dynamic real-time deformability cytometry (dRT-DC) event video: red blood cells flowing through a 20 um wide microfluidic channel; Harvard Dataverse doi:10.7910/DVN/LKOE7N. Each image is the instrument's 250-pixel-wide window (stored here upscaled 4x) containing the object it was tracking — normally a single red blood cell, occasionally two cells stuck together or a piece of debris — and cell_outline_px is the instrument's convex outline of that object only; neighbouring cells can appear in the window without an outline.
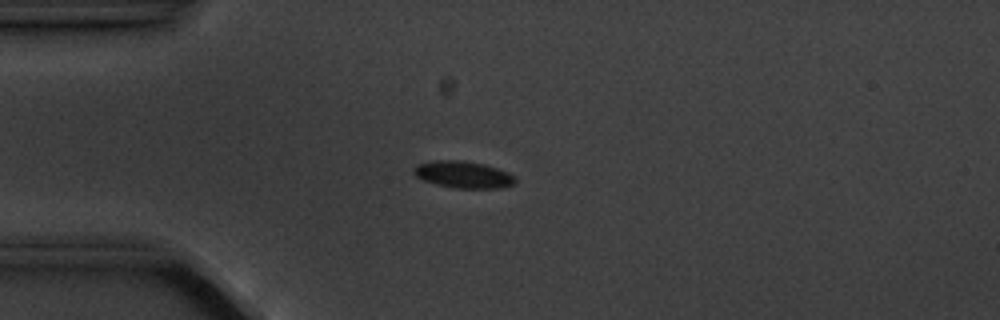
{"species": "common noctule bat (a hibernating species)", "species_latin": "Nyctalus noctula", "temperature_condition": "cold", "stored_images_in_passage": 6, "camera_frame_rate_fps": 3000, "um_per_image_px": 0.085, "animal": {"sex": "male", "body_mass_g": 20.1, "forearm_length_mm": 53.5}, "frame": {"image": 1, "passage_image": 5, "time_ms": 4.667, "image_size_px": [1000, 320], "cell_outline_px": [[516, 180], [512, 184], [500, 188], [456, 188], [436, 184], [424, 180], [416, 176], [412, 172], [412, 168], [416, 164], [432, 160], [460, 160], [484, 164], [508, 172]], "centroid_in_image_um": [39.31, 14.83], "position_along_channel_um": 45.7, "area_um2": 15.84}}